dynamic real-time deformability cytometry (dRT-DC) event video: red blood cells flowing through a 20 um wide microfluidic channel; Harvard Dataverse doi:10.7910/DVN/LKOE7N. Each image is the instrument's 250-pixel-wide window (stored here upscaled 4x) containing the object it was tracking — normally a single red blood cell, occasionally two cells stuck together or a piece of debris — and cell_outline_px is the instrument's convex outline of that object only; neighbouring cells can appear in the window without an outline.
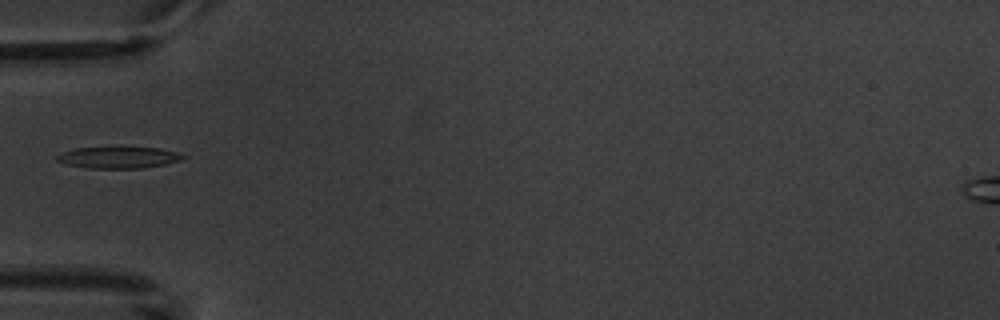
{"species": "common noctule bat (a hibernating species)", "species_latin": "Nyctalus noctula", "temperature_condition": "warm", "stored_images_in_passage": 5, "camera_frame_rate_fps": 3000, "um_per_image_px": 0.085, "animal": {"sex": "male", "body_mass_g": 20.1, "forearm_length_mm": 53.5}, "frame": {"image": 1, "passage_image": 4, "time_ms": 4.667, "image_size_px": [1000, 320], "cell_outline_px": [[188, 156], [180, 160], [164, 164], [144, 168], [92, 168], [68, 164], [56, 160], [56, 156], [60, 152], [76, 148], [116, 144], [124, 144], [160, 148], [180, 152]], "centroid_in_image_um": [10.12, 13.31], "position_along_channel_um": 74.9, "area_um2": 16.94}}